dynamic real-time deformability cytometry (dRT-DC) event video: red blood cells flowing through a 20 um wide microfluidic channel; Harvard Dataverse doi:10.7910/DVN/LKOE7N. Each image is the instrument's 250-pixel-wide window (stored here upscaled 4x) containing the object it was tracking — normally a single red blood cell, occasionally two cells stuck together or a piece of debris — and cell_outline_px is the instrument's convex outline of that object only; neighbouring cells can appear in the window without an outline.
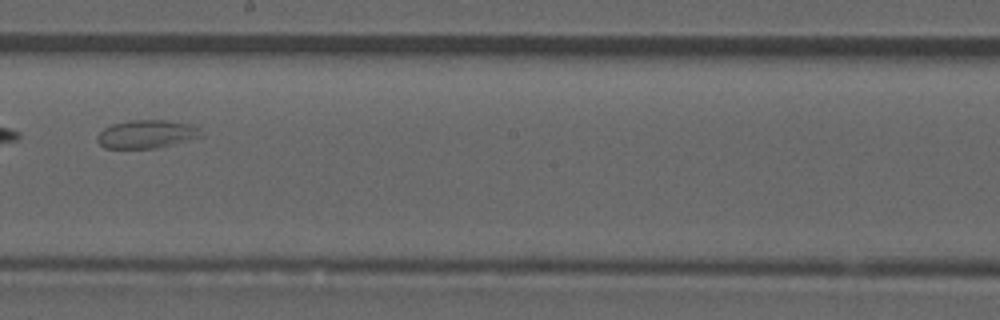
{"species": "common noctule bat (a hibernating species)", "species_latin": "Nyctalus noctula", "temperature_condition": "room temperature", "stored_images_in_passage": 8, "camera_frame_rate_fps": 3000, "um_per_image_px": 0.085, "animal": {"sex": "male", "forearm_length_mm": 52.5}, "frame": {"image": 1, "passage_image": 7, "time_ms": 2.0, "image_size_px": [1000, 320], "cell_outline_px": [[204, 136], [156, 148], [104, 148], [96, 140], [96, 136], [104, 128], [112, 124], [132, 120], [164, 120], [188, 124], [196, 128]], "centroid_in_image_um": [12.4, 11.4], "position_along_channel_um": 235.8, "area_um2": 16.82}}
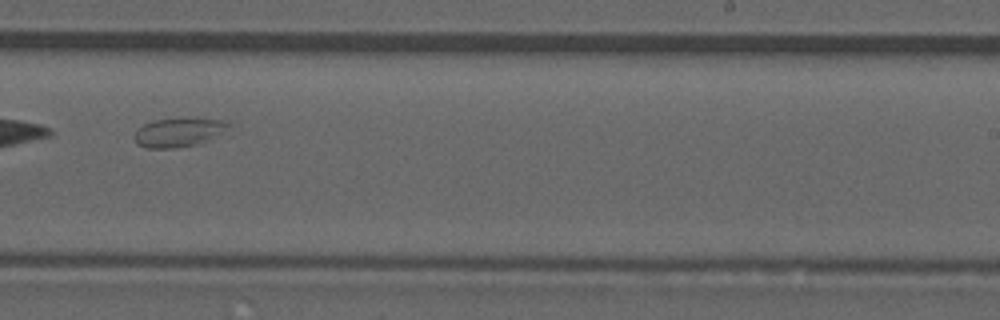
{"frame": {"image": 2, "passage_image": 8, "time_ms": 2.333, "image_size_px": [1000, 320], "cell_outline_px": [[232, 124], [196, 144], [172, 148], [148, 148], [136, 144], [136, 132], [144, 124], [156, 120], [184, 116], [188, 116], [220, 120]], "centroid_in_image_um": [15.11, 11.2], "position_along_channel_um": 273.9, "area_um2": 15.43}}